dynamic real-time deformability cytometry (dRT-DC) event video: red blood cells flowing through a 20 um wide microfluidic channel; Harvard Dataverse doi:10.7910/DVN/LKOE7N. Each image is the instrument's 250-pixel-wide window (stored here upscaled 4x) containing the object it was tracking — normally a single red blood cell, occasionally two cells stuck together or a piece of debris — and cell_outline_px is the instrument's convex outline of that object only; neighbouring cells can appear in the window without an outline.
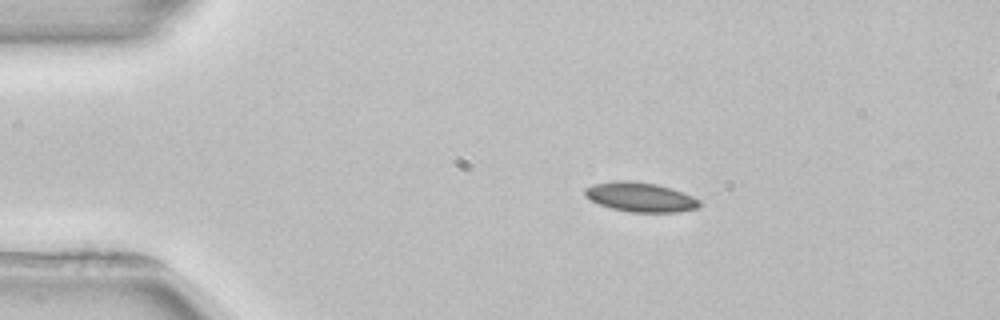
{"species": "common noctule bat (a hibernating species)", "species_latin": "Nyctalus noctula", "temperature_condition": "room temperature", "stored_images_in_passage": 3, "segment_of_instrument_passage": [1, 2], "camera_frame_rate_fps": 3000, "um_per_image_px": 0.085, "animal": {"sex": "female", "body_mass_g": 22.7, "forearm_length_mm": 54.2}, "frame": {"image": 1, "passage_image": 2, "time_ms": 1.333, "image_size_px": [1000, 320], "cell_outline_px": [[700, 204], [696, 208], [680, 212], [628, 212], [612, 208], [600, 204], [584, 196], [584, 188], [592, 184], [612, 180], [628, 180], [656, 184], [692, 196], [700, 200]], "centroid_in_image_um": [54.37, 16.75], "position_along_channel_um": 30.6, "area_um2": 19.59}}